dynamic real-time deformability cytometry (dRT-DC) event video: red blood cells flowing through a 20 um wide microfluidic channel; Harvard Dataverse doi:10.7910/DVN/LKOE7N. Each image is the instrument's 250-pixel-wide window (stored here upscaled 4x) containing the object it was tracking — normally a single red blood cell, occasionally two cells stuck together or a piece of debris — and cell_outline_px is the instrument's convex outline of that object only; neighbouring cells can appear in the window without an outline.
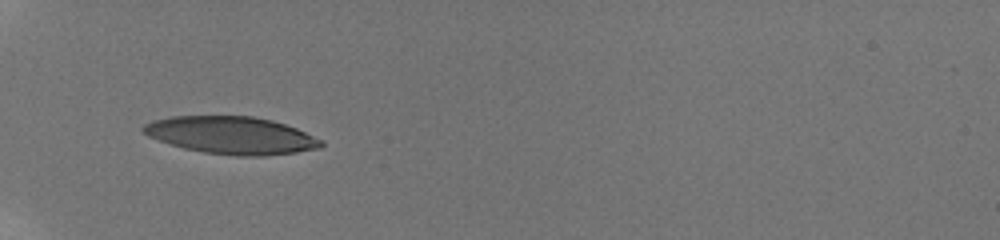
{"species": "human", "species_latin": "Homo sapiens", "temperature_condition": "room temperature", "stored_images_in_passage": 2, "camera_frame_rate_fps": 3000, "um_per_image_px": 0.085, "donor": {"sex": "male"}, "frame": {"image": 1, "passage_image": 1, "time_ms": 0.0, "image_size_px": [1000, 240], "cell_outline_px": [[324, 144], [320, 148], [296, 152], [264, 156], [236, 156], [204, 152], [184, 148], [148, 136], [140, 128], [144, 124], [152, 120], [172, 116], [252, 116], [272, 120], [296, 128], [324, 140]], "centroid_in_image_um": [19.69, 11.5], "position_along_channel_um": 65.3, "area_um2": 38.78}}